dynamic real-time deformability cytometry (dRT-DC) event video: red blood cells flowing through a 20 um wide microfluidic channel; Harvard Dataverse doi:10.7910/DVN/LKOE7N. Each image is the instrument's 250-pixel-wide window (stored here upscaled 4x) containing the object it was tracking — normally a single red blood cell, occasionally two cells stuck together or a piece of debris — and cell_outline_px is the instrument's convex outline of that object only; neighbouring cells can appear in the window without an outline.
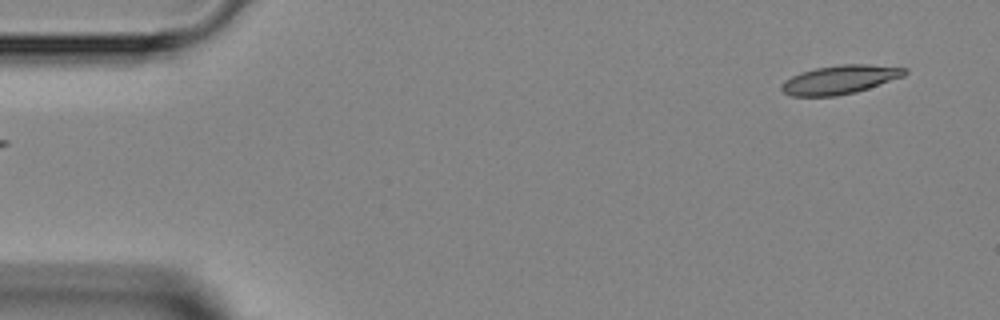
{"species": "Egyptian fruit bat (a non-hibernating species)", "species_latin": "Rousettus aegyptiacus", "temperature_condition": "room temperature", "stored_images_in_passage": 4, "segment_of_instrument_passage": [2, 2], "camera_frame_rate_fps": 3000, "um_per_image_px": 0.085, "animal": {"sex": "female"}, "frame": {"image": 1, "passage_image": 4, "time_ms": 3.667, "image_size_px": [1000, 320], "cell_outline_px": [[908, 72], [904, 76], [856, 92], [836, 96], [792, 96], [784, 92], [780, 88], [780, 84], [784, 80], [800, 72], [816, 68], [840, 64], [868, 64], [908, 68]], "centroid_in_image_um": [71.38, 6.76], "position_along_channel_um": 13.6, "area_um2": 20.69}}